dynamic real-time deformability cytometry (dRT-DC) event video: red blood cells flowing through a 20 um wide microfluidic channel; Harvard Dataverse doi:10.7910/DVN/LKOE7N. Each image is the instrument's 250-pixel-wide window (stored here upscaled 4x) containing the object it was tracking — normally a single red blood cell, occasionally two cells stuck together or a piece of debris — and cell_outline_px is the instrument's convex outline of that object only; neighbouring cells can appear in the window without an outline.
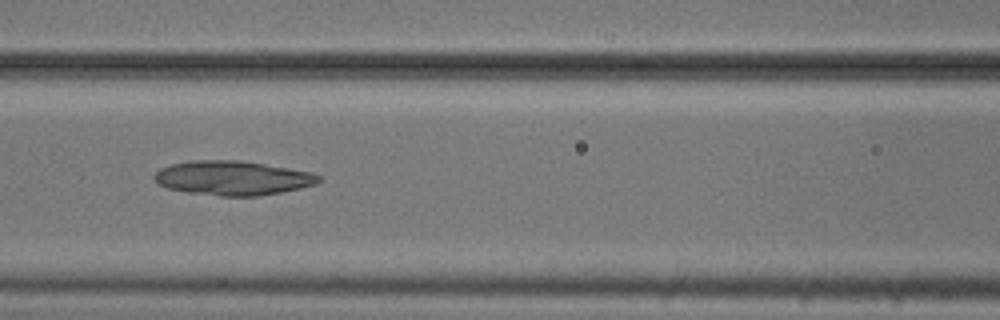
{"species": "common noctule bat (a hibernating species)", "species_latin": "Nyctalus noctula", "temperature_condition": "cold", "stored_images_in_passage": 53, "camera_frame_rate_fps": 3000, "um_per_image_px": 0.085, "animal": {"sex": "male", "body_mass_g": 20.5, "forearm_length_mm": 52.5}, "frame": {"image": 1, "passage_image": 23, "time_ms": 7.333, "image_size_px": [1000, 320], "cell_outline_px": [[320, 180], [316, 184], [300, 188], [260, 196], [220, 196], [188, 192], [168, 188], [160, 184], [152, 176], [160, 168], [172, 164], [192, 160], [240, 160], [312, 172], [320, 176]], "centroid_in_image_um": [19.78, 15.13], "position_along_channel_um": 146.8, "area_um2": 32.71}}
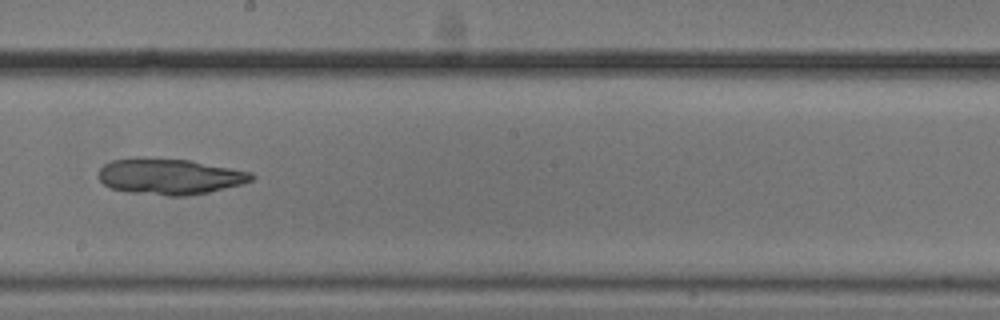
{"frame": {"image": 2, "passage_image": 30, "time_ms": 9.667, "image_size_px": [1000, 320], "cell_outline_px": [[256, 176], [252, 180], [240, 184], [208, 192], [184, 196], [168, 196], [128, 192], [108, 188], [100, 180], [100, 168], [104, 164], [112, 160], [136, 156], [188, 160], [252, 172]], "centroid_in_image_um": [14.37, 14.99], "position_along_channel_um": 233.8, "area_um2": 32.14}}
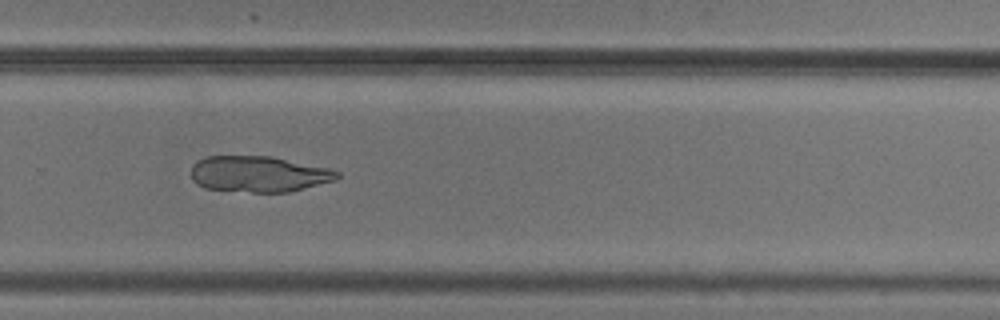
{"frame": {"image": 3, "passage_image": 36, "time_ms": 11.667, "image_size_px": [1000, 320], "cell_outline_px": [[340, 176], [336, 180], [288, 192], [252, 192], [204, 188], [196, 184], [192, 180], [192, 164], [196, 160], [204, 156], [272, 156], [328, 168], [340, 172]], "centroid_in_image_um": [21.96, 14.78], "position_along_channel_um": 307.8, "area_um2": 30.75}}